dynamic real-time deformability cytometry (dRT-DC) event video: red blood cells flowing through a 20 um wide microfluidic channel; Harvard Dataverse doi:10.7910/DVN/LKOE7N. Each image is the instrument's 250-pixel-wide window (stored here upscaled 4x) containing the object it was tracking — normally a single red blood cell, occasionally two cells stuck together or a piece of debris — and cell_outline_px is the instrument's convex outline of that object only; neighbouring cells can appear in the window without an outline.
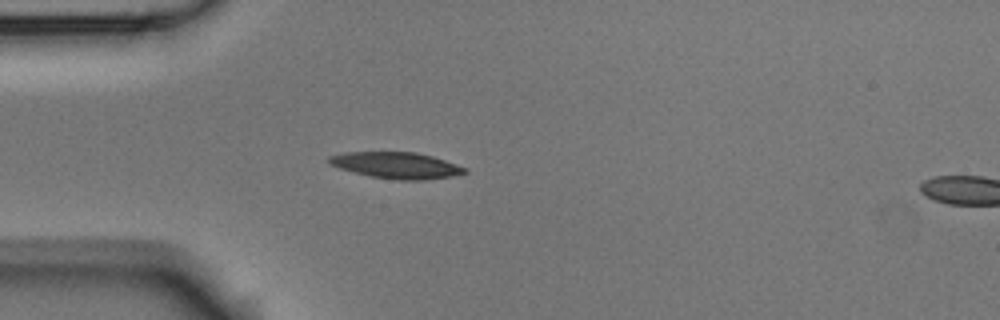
{"species": "Egyptian fruit bat (a non-hibernating species)", "species_latin": "Rousettus aegyptiacus", "temperature_condition": "room temperature", "stored_images_in_passage": 2, "segment_of_instrument_passage": [1, 2], "camera_frame_rate_fps": 3000, "um_per_image_px": 0.085, "animal": {"sex": "male"}, "frame": {"image": 1, "passage_image": 1, "time_ms": 0.0, "image_size_px": [1000, 320], "cell_outline_px": [[468, 172], [452, 176], [420, 180], [396, 180], [372, 176], [340, 168], [328, 164], [328, 156], [344, 152], [416, 152], [432, 156], [468, 168]], "centroid_in_image_um": [33.69, 14.04], "position_along_channel_um": 51.3, "area_um2": 20.69}}